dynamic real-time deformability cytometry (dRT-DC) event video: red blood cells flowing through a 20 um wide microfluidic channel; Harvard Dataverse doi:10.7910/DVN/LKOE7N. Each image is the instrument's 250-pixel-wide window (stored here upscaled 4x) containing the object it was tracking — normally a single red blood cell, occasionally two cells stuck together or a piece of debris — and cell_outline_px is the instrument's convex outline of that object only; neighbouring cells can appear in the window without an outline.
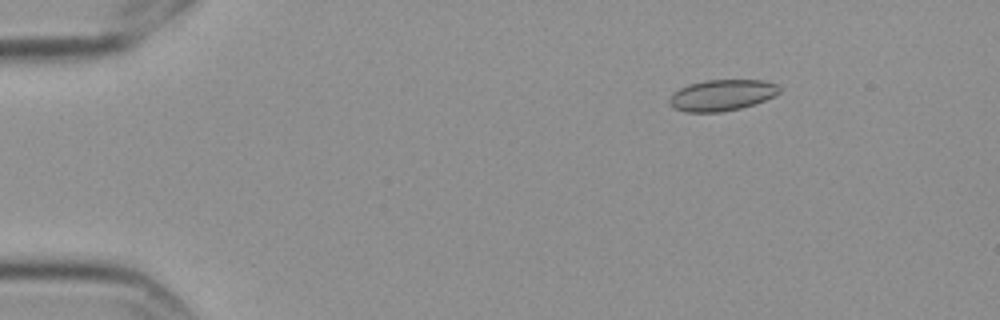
{"species": "Egyptian fruit bat (a non-hibernating species)", "species_latin": "Rousettus aegyptiacus", "temperature_condition": "cold", "stored_images_in_passage": 6, "camera_frame_rate_fps": 3000, "um_per_image_px": 0.085, "frame": {"image": 1, "passage_image": 3, "time_ms": 0.667, "image_size_px": [1000, 320], "cell_outline_px": [[780, 92], [776, 96], [756, 104], [740, 108], [720, 112], [684, 112], [668, 104], [668, 100], [680, 88], [688, 84], [704, 80], [764, 80], [776, 84], [780, 88]], "centroid_in_image_um": [61.39, 8.09], "position_along_channel_um": 23.6, "area_um2": 20.06}}
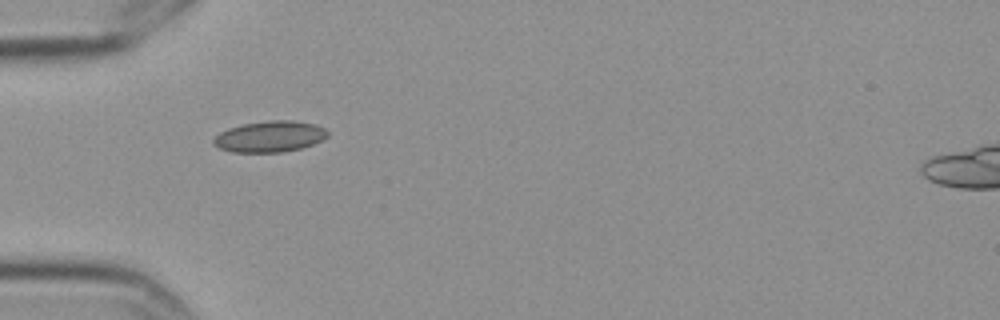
{"frame": {"image": 2, "passage_image": 6, "time_ms": 1.667, "image_size_px": [1000, 320], "cell_outline_px": [[328, 136], [312, 144], [300, 148], [284, 152], [232, 152], [220, 148], [212, 144], [212, 140], [220, 132], [228, 128], [244, 124], [268, 120], [292, 120], [316, 124], [324, 128], [328, 132]], "centroid_in_image_um": [22.92, 11.6], "position_along_channel_um": 62.1, "area_um2": 20.63}}